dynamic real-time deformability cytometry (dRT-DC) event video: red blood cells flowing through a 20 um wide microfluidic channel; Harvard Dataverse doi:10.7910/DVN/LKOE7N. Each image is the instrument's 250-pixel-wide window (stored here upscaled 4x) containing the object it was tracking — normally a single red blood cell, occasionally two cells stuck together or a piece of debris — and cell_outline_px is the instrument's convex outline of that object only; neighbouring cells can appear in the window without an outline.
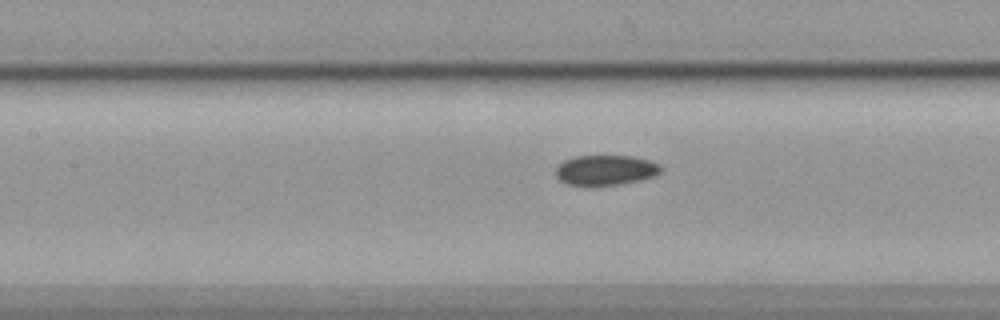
{"species": "common noctule bat (a hibernating species)", "species_latin": "Nyctalus noctula", "temperature_condition": "cold", "stored_images_in_passage": 33, "camera_frame_rate_fps": 3000, "um_per_image_px": 0.085, "animal": {"sex": "female", "body_mass_g": 19.9}, "frame": {"image": 1, "passage_image": 12, "time_ms": 3.667, "image_size_px": [1000, 320], "cell_outline_px": [[664, 168], [656, 176], [640, 180], [620, 184], [592, 188], [568, 184], [560, 180], [556, 176], [556, 168], [564, 160], [576, 156], [632, 156], [652, 160], [660, 164]], "centroid_in_image_um": [51.51, 14.49], "position_along_channel_um": 155.9, "area_um2": 19.07}}
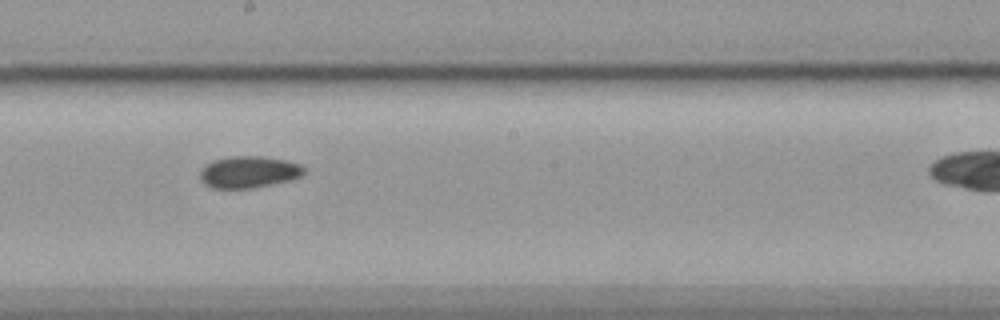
{"frame": {"image": 2, "passage_image": 18, "time_ms": 5.667, "image_size_px": [1000, 320], "cell_outline_px": [[304, 172], [300, 176], [288, 180], [252, 188], [212, 188], [204, 184], [200, 180], [200, 172], [204, 164], [212, 160], [232, 156], [264, 156], [288, 160], [300, 164], [304, 168]], "centroid_in_image_um": [21.1, 14.6], "position_along_channel_um": 227.1, "area_um2": 19.31}}
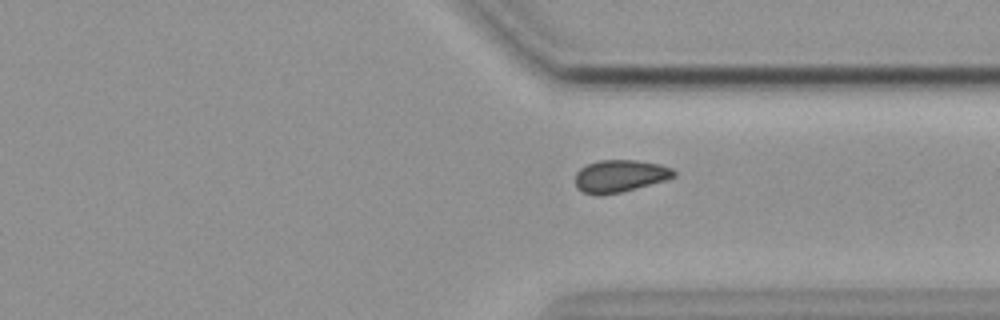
{"frame": {"image": 3, "passage_image": 29, "time_ms": 9.333, "image_size_px": [1000, 320], "cell_outline_px": [[676, 176], [668, 180], [620, 192], [600, 196], [596, 196], [580, 192], [576, 188], [576, 172], [584, 164], [600, 160], [636, 160], [660, 164], [672, 168], [676, 172]], "centroid_in_image_um": [52.67, 14.97], "position_along_channel_um": 358.7, "area_um2": 18.96}}